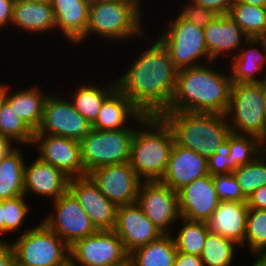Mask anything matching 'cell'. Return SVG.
<instances>
[{"label": "cell", "instance_id": "cell-22", "mask_svg": "<svg viewBox=\"0 0 266 266\" xmlns=\"http://www.w3.org/2000/svg\"><path fill=\"white\" fill-rule=\"evenodd\" d=\"M146 116L116 87L103 101L92 129L113 131L135 128Z\"/></svg>", "mask_w": 266, "mask_h": 266}, {"label": "cell", "instance_id": "cell-44", "mask_svg": "<svg viewBox=\"0 0 266 266\" xmlns=\"http://www.w3.org/2000/svg\"><path fill=\"white\" fill-rule=\"evenodd\" d=\"M14 2L15 0H0V31L11 26Z\"/></svg>", "mask_w": 266, "mask_h": 266}, {"label": "cell", "instance_id": "cell-16", "mask_svg": "<svg viewBox=\"0 0 266 266\" xmlns=\"http://www.w3.org/2000/svg\"><path fill=\"white\" fill-rule=\"evenodd\" d=\"M97 230H114L118 206L107 199L87 175L70 178L68 189Z\"/></svg>", "mask_w": 266, "mask_h": 266}, {"label": "cell", "instance_id": "cell-48", "mask_svg": "<svg viewBox=\"0 0 266 266\" xmlns=\"http://www.w3.org/2000/svg\"><path fill=\"white\" fill-rule=\"evenodd\" d=\"M235 1L251 4L258 7H266V0H235Z\"/></svg>", "mask_w": 266, "mask_h": 266}, {"label": "cell", "instance_id": "cell-57", "mask_svg": "<svg viewBox=\"0 0 266 266\" xmlns=\"http://www.w3.org/2000/svg\"><path fill=\"white\" fill-rule=\"evenodd\" d=\"M262 41L264 42L265 44V49H266V34H263L261 37Z\"/></svg>", "mask_w": 266, "mask_h": 266}, {"label": "cell", "instance_id": "cell-7", "mask_svg": "<svg viewBox=\"0 0 266 266\" xmlns=\"http://www.w3.org/2000/svg\"><path fill=\"white\" fill-rule=\"evenodd\" d=\"M226 118L231 133L262 139L266 134V112L261 83H232Z\"/></svg>", "mask_w": 266, "mask_h": 266}, {"label": "cell", "instance_id": "cell-60", "mask_svg": "<svg viewBox=\"0 0 266 266\" xmlns=\"http://www.w3.org/2000/svg\"><path fill=\"white\" fill-rule=\"evenodd\" d=\"M30 1L45 2V1H50V0H30Z\"/></svg>", "mask_w": 266, "mask_h": 266}, {"label": "cell", "instance_id": "cell-52", "mask_svg": "<svg viewBox=\"0 0 266 266\" xmlns=\"http://www.w3.org/2000/svg\"><path fill=\"white\" fill-rule=\"evenodd\" d=\"M121 1H125V2H128V3H131L133 4L143 15V8L145 7H142V0H121Z\"/></svg>", "mask_w": 266, "mask_h": 266}, {"label": "cell", "instance_id": "cell-4", "mask_svg": "<svg viewBox=\"0 0 266 266\" xmlns=\"http://www.w3.org/2000/svg\"><path fill=\"white\" fill-rule=\"evenodd\" d=\"M175 143L208 159L231 134L225 114L215 112L164 111Z\"/></svg>", "mask_w": 266, "mask_h": 266}, {"label": "cell", "instance_id": "cell-15", "mask_svg": "<svg viewBox=\"0 0 266 266\" xmlns=\"http://www.w3.org/2000/svg\"><path fill=\"white\" fill-rule=\"evenodd\" d=\"M33 148L41 160L64 172L69 178L86 176L81 160L80 141L62 136L34 133Z\"/></svg>", "mask_w": 266, "mask_h": 266}, {"label": "cell", "instance_id": "cell-25", "mask_svg": "<svg viewBox=\"0 0 266 266\" xmlns=\"http://www.w3.org/2000/svg\"><path fill=\"white\" fill-rule=\"evenodd\" d=\"M29 35L51 33L56 30L54 11L50 1L38 2L30 0H15L12 12L11 26ZM22 30V31H21Z\"/></svg>", "mask_w": 266, "mask_h": 266}, {"label": "cell", "instance_id": "cell-40", "mask_svg": "<svg viewBox=\"0 0 266 266\" xmlns=\"http://www.w3.org/2000/svg\"><path fill=\"white\" fill-rule=\"evenodd\" d=\"M187 1L184 6H180L181 9L178 11V14L183 19L193 23L195 26L204 28L218 15L212 9L205 8L204 6L196 4L190 0Z\"/></svg>", "mask_w": 266, "mask_h": 266}, {"label": "cell", "instance_id": "cell-19", "mask_svg": "<svg viewBox=\"0 0 266 266\" xmlns=\"http://www.w3.org/2000/svg\"><path fill=\"white\" fill-rule=\"evenodd\" d=\"M24 164V195H37L58 199L69 189L70 178L61 170L36 156L31 163Z\"/></svg>", "mask_w": 266, "mask_h": 266}, {"label": "cell", "instance_id": "cell-46", "mask_svg": "<svg viewBox=\"0 0 266 266\" xmlns=\"http://www.w3.org/2000/svg\"><path fill=\"white\" fill-rule=\"evenodd\" d=\"M9 242H0V266H13L15 263L14 251Z\"/></svg>", "mask_w": 266, "mask_h": 266}, {"label": "cell", "instance_id": "cell-41", "mask_svg": "<svg viewBox=\"0 0 266 266\" xmlns=\"http://www.w3.org/2000/svg\"><path fill=\"white\" fill-rule=\"evenodd\" d=\"M229 136L227 140L207 159L208 173L213 176L216 174L231 173V160L229 159Z\"/></svg>", "mask_w": 266, "mask_h": 266}, {"label": "cell", "instance_id": "cell-17", "mask_svg": "<svg viewBox=\"0 0 266 266\" xmlns=\"http://www.w3.org/2000/svg\"><path fill=\"white\" fill-rule=\"evenodd\" d=\"M114 231L128 254L163 235L137 203L118 206Z\"/></svg>", "mask_w": 266, "mask_h": 266}, {"label": "cell", "instance_id": "cell-34", "mask_svg": "<svg viewBox=\"0 0 266 266\" xmlns=\"http://www.w3.org/2000/svg\"><path fill=\"white\" fill-rule=\"evenodd\" d=\"M34 131L22 120L5 101L0 107V135L14 145H32Z\"/></svg>", "mask_w": 266, "mask_h": 266}, {"label": "cell", "instance_id": "cell-31", "mask_svg": "<svg viewBox=\"0 0 266 266\" xmlns=\"http://www.w3.org/2000/svg\"><path fill=\"white\" fill-rule=\"evenodd\" d=\"M180 221L183 225L181 228L178 226L177 235L172 233L177 251L200 256L209 232L206 222L188 220L183 217H180Z\"/></svg>", "mask_w": 266, "mask_h": 266}, {"label": "cell", "instance_id": "cell-27", "mask_svg": "<svg viewBox=\"0 0 266 266\" xmlns=\"http://www.w3.org/2000/svg\"><path fill=\"white\" fill-rule=\"evenodd\" d=\"M38 85L24 87V89L15 92H12V89L8 86L5 100L34 132L41 124L44 103L50 93L44 92Z\"/></svg>", "mask_w": 266, "mask_h": 266}, {"label": "cell", "instance_id": "cell-21", "mask_svg": "<svg viewBox=\"0 0 266 266\" xmlns=\"http://www.w3.org/2000/svg\"><path fill=\"white\" fill-rule=\"evenodd\" d=\"M208 174V161L205 157L174 143L160 182L178 192L185 185Z\"/></svg>", "mask_w": 266, "mask_h": 266}, {"label": "cell", "instance_id": "cell-1", "mask_svg": "<svg viewBox=\"0 0 266 266\" xmlns=\"http://www.w3.org/2000/svg\"><path fill=\"white\" fill-rule=\"evenodd\" d=\"M154 40L115 79L116 87L147 116L161 115L169 107L178 73L167 49Z\"/></svg>", "mask_w": 266, "mask_h": 266}, {"label": "cell", "instance_id": "cell-49", "mask_svg": "<svg viewBox=\"0 0 266 266\" xmlns=\"http://www.w3.org/2000/svg\"><path fill=\"white\" fill-rule=\"evenodd\" d=\"M6 83H0V107L6 100V94H7V89H8V84L5 85Z\"/></svg>", "mask_w": 266, "mask_h": 266}, {"label": "cell", "instance_id": "cell-35", "mask_svg": "<svg viewBox=\"0 0 266 266\" xmlns=\"http://www.w3.org/2000/svg\"><path fill=\"white\" fill-rule=\"evenodd\" d=\"M232 173L248 199L254 191L266 185V156L260 153L252 162L239 166Z\"/></svg>", "mask_w": 266, "mask_h": 266}, {"label": "cell", "instance_id": "cell-59", "mask_svg": "<svg viewBox=\"0 0 266 266\" xmlns=\"http://www.w3.org/2000/svg\"><path fill=\"white\" fill-rule=\"evenodd\" d=\"M263 34H266V18H265V25H264Z\"/></svg>", "mask_w": 266, "mask_h": 266}, {"label": "cell", "instance_id": "cell-6", "mask_svg": "<svg viewBox=\"0 0 266 266\" xmlns=\"http://www.w3.org/2000/svg\"><path fill=\"white\" fill-rule=\"evenodd\" d=\"M20 233L10 242L17 265L64 266L70 261V247L42 221Z\"/></svg>", "mask_w": 266, "mask_h": 266}, {"label": "cell", "instance_id": "cell-23", "mask_svg": "<svg viewBox=\"0 0 266 266\" xmlns=\"http://www.w3.org/2000/svg\"><path fill=\"white\" fill-rule=\"evenodd\" d=\"M247 202L220 201L206 221L209 232L230 239L244 249Z\"/></svg>", "mask_w": 266, "mask_h": 266}, {"label": "cell", "instance_id": "cell-43", "mask_svg": "<svg viewBox=\"0 0 266 266\" xmlns=\"http://www.w3.org/2000/svg\"><path fill=\"white\" fill-rule=\"evenodd\" d=\"M247 204L249 208L266 210V185L254 191L247 199Z\"/></svg>", "mask_w": 266, "mask_h": 266}, {"label": "cell", "instance_id": "cell-18", "mask_svg": "<svg viewBox=\"0 0 266 266\" xmlns=\"http://www.w3.org/2000/svg\"><path fill=\"white\" fill-rule=\"evenodd\" d=\"M180 216L193 221L206 222L220 202L212 176L197 178L178 191Z\"/></svg>", "mask_w": 266, "mask_h": 266}, {"label": "cell", "instance_id": "cell-50", "mask_svg": "<svg viewBox=\"0 0 266 266\" xmlns=\"http://www.w3.org/2000/svg\"><path fill=\"white\" fill-rule=\"evenodd\" d=\"M4 234V219H3V200L0 201V235ZM6 239H1L0 242H5Z\"/></svg>", "mask_w": 266, "mask_h": 266}, {"label": "cell", "instance_id": "cell-55", "mask_svg": "<svg viewBox=\"0 0 266 266\" xmlns=\"http://www.w3.org/2000/svg\"><path fill=\"white\" fill-rule=\"evenodd\" d=\"M115 266H136L131 259L128 257L123 263Z\"/></svg>", "mask_w": 266, "mask_h": 266}, {"label": "cell", "instance_id": "cell-42", "mask_svg": "<svg viewBox=\"0 0 266 266\" xmlns=\"http://www.w3.org/2000/svg\"><path fill=\"white\" fill-rule=\"evenodd\" d=\"M205 8L212 9L218 15H227L235 0H191Z\"/></svg>", "mask_w": 266, "mask_h": 266}, {"label": "cell", "instance_id": "cell-53", "mask_svg": "<svg viewBox=\"0 0 266 266\" xmlns=\"http://www.w3.org/2000/svg\"><path fill=\"white\" fill-rule=\"evenodd\" d=\"M261 83V88L264 96V108L266 112V77L260 82Z\"/></svg>", "mask_w": 266, "mask_h": 266}, {"label": "cell", "instance_id": "cell-24", "mask_svg": "<svg viewBox=\"0 0 266 266\" xmlns=\"http://www.w3.org/2000/svg\"><path fill=\"white\" fill-rule=\"evenodd\" d=\"M229 61L232 83H260L263 77H266L265 72L261 78L256 77L257 74H263V69H266L264 67L266 66V49L261 38H248L238 54L232 58L229 57Z\"/></svg>", "mask_w": 266, "mask_h": 266}, {"label": "cell", "instance_id": "cell-13", "mask_svg": "<svg viewBox=\"0 0 266 266\" xmlns=\"http://www.w3.org/2000/svg\"><path fill=\"white\" fill-rule=\"evenodd\" d=\"M137 205L163 234H172L179 222L178 192L160 181H142L137 194Z\"/></svg>", "mask_w": 266, "mask_h": 266}, {"label": "cell", "instance_id": "cell-56", "mask_svg": "<svg viewBox=\"0 0 266 266\" xmlns=\"http://www.w3.org/2000/svg\"><path fill=\"white\" fill-rule=\"evenodd\" d=\"M84 1H86L90 5V4L96 3L101 0H84Z\"/></svg>", "mask_w": 266, "mask_h": 266}, {"label": "cell", "instance_id": "cell-33", "mask_svg": "<svg viewBox=\"0 0 266 266\" xmlns=\"http://www.w3.org/2000/svg\"><path fill=\"white\" fill-rule=\"evenodd\" d=\"M229 16L249 38H260L263 35L266 7L234 1Z\"/></svg>", "mask_w": 266, "mask_h": 266}, {"label": "cell", "instance_id": "cell-14", "mask_svg": "<svg viewBox=\"0 0 266 266\" xmlns=\"http://www.w3.org/2000/svg\"><path fill=\"white\" fill-rule=\"evenodd\" d=\"M88 176L100 192L117 206L136 203L142 180L129 162L97 168Z\"/></svg>", "mask_w": 266, "mask_h": 266}, {"label": "cell", "instance_id": "cell-39", "mask_svg": "<svg viewBox=\"0 0 266 266\" xmlns=\"http://www.w3.org/2000/svg\"><path fill=\"white\" fill-rule=\"evenodd\" d=\"M219 201L247 202L234 174H216L212 176Z\"/></svg>", "mask_w": 266, "mask_h": 266}, {"label": "cell", "instance_id": "cell-5", "mask_svg": "<svg viewBox=\"0 0 266 266\" xmlns=\"http://www.w3.org/2000/svg\"><path fill=\"white\" fill-rule=\"evenodd\" d=\"M143 14L131 3L121 0H101L90 4L89 21L85 35L75 44H83L90 36H98L109 42L138 41L152 38L143 23ZM146 33V34H145ZM151 37V38H150ZM107 39V40H106Z\"/></svg>", "mask_w": 266, "mask_h": 266}, {"label": "cell", "instance_id": "cell-12", "mask_svg": "<svg viewBox=\"0 0 266 266\" xmlns=\"http://www.w3.org/2000/svg\"><path fill=\"white\" fill-rule=\"evenodd\" d=\"M53 213L41 220L69 247L77 240L93 235L97 229L75 196L68 190L52 201Z\"/></svg>", "mask_w": 266, "mask_h": 266}, {"label": "cell", "instance_id": "cell-8", "mask_svg": "<svg viewBox=\"0 0 266 266\" xmlns=\"http://www.w3.org/2000/svg\"><path fill=\"white\" fill-rule=\"evenodd\" d=\"M176 15L174 19L169 18L167 27L157 38L167 49L173 65L180 70L213 62L206 48L203 28Z\"/></svg>", "mask_w": 266, "mask_h": 266}, {"label": "cell", "instance_id": "cell-47", "mask_svg": "<svg viewBox=\"0 0 266 266\" xmlns=\"http://www.w3.org/2000/svg\"><path fill=\"white\" fill-rule=\"evenodd\" d=\"M15 145L6 137L0 135V160L3 158Z\"/></svg>", "mask_w": 266, "mask_h": 266}, {"label": "cell", "instance_id": "cell-51", "mask_svg": "<svg viewBox=\"0 0 266 266\" xmlns=\"http://www.w3.org/2000/svg\"><path fill=\"white\" fill-rule=\"evenodd\" d=\"M254 257L255 262L251 266H266V255H254Z\"/></svg>", "mask_w": 266, "mask_h": 266}, {"label": "cell", "instance_id": "cell-28", "mask_svg": "<svg viewBox=\"0 0 266 266\" xmlns=\"http://www.w3.org/2000/svg\"><path fill=\"white\" fill-rule=\"evenodd\" d=\"M15 145L0 160V201L24 195V151Z\"/></svg>", "mask_w": 266, "mask_h": 266}, {"label": "cell", "instance_id": "cell-29", "mask_svg": "<svg viewBox=\"0 0 266 266\" xmlns=\"http://www.w3.org/2000/svg\"><path fill=\"white\" fill-rule=\"evenodd\" d=\"M105 83L99 86L84 82L72 90L73 94H67L73 107L91 124L95 122L105 98L116 88L115 79Z\"/></svg>", "mask_w": 266, "mask_h": 266}, {"label": "cell", "instance_id": "cell-36", "mask_svg": "<svg viewBox=\"0 0 266 266\" xmlns=\"http://www.w3.org/2000/svg\"><path fill=\"white\" fill-rule=\"evenodd\" d=\"M251 255H266V210L248 209L244 247Z\"/></svg>", "mask_w": 266, "mask_h": 266}, {"label": "cell", "instance_id": "cell-45", "mask_svg": "<svg viewBox=\"0 0 266 266\" xmlns=\"http://www.w3.org/2000/svg\"><path fill=\"white\" fill-rule=\"evenodd\" d=\"M174 266H204L202 259L198 255L177 252Z\"/></svg>", "mask_w": 266, "mask_h": 266}, {"label": "cell", "instance_id": "cell-2", "mask_svg": "<svg viewBox=\"0 0 266 266\" xmlns=\"http://www.w3.org/2000/svg\"><path fill=\"white\" fill-rule=\"evenodd\" d=\"M211 64L178 70L175 91L165 111L226 114L232 81L229 73L211 68Z\"/></svg>", "mask_w": 266, "mask_h": 266}, {"label": "cell", "instance_id": "cell-32", "mask_svg": "<svg viewBox=\"0 0 266 266\" xmlns=\"http://www.w3.org/2000/svg\"><path fill=\"white\" fill-rule=\"evenodd\" d=\"M237 247L234 241L208 232L200 258L204 266H232Z\"/></svg>", "mask_w": 266, "mask_h": 266}, {"label": "cell", "instance_id": "cell-9", "mask_svg": "<svg viewBox=\"0 0 266 266\" xmlns=\"http://www.w3.org/2000/svg\"><path fill=\"white\" fill-rule=\"evenodd\" d=\"M134 131L135 128L113 131L92 129L80 141L81 160L86 176L103 166L129 162Z\"/></svg>", "mask_w": 266, "mask_h": 266}, {"label": "cell", "instance_id": "cell-30", "mask_svg": "<svg viewBox=\"0 0 266 266\" xmlns=\"http://www.w3.org/2000/svg\"><path fill=\"white\" fill-rule=\"evenodd\" d=\"M177 252L172 234H163L129 253V258L136 266H174Z\"/></svg>", "mask_w": 266, "mask_h": 266}, {"label": "cell", "instance_id": "cell-38", "mask_svg": "<svg viewBox=\"0 0 266 266\" xmlns=\"http://www.w3.org/2000/svg\"><path fill=\"white\" fill-rule=\"evenodd\" d=\"M26 196L3 200L4 234H12L21 231L27 215L30 213V204H27Z\"/></svg>", "mask_w": 266, "mask_h": 266}, {"label": "cell", "instance_id": "cell-11", "mask_svg": "<svg viewBox=\"0 0 266 266\" xmlns=\"http://www.w3.org/2000/svg\"><path fill=\"white\" fill-rule=\"evenodd\" d=\"M128 257L114 230H97L70 246V261L76 266H115Z\"/></svg>", "mask_w": 266, "mask_h": 266}, {"label": "cell", "instance_id": "cell-10", "mask_svg": "<svg viewBox=\"0 0 266 266\" xmlns=\"http://www.w3.org/2000/svg\"><path fill=\"white\" fill-rule=\"evenodd\" d=\"M63 94L49 93L46 97L43 118L35 133L62 136L81 141L92 130V124L85 119Z\"/></svg>", "mask_w": 266, "mask_h": 266}, {"label": "cell", "instance_id": "cell-37", "mask_svg": "<svg viewBox=\"0 0 266 266\" xmlns=\"http://www.w3.org/2000/svg\"><path fill=\"white\" fill-rule=\"evenodd\" d=\"M229 159L231 172L239 166L252 162L261 153V140L250 135L231 133L229 135Z\"/></svg>", "mask_w": 266, "mask_h": 266}, {"label": "cell", "instance_id": "cell-26", "mask_svg": "<svg viewBox=\"0 0 266 266\" xmlns=\"http://www.w3.org/2000/svg\"><path fill=\"white\" fill-rule=\"evenodd\" d=\"M50 3L56 30H60L67 44L75 45L86 33L90 5L84 0H50Z\"/></svg>", "mask_w": 266, "mask_h": 266}, {"label": "cell", "instance_id": "cell-3", "mask_svg": "<svg viewBox=\"0 0 266 266\" xmlns=\"http://www.w3.org/2000/svg\"><path fill=\"white\" fill-rule=\"evenodd\" d=\"M175 143L170 126L160 115L146 116L131 141L129 163L142 181H160Z\"/></svg>", "mask_w": 266, "mask_h": 266}, {"label": "cell", "instance_id": "cell-54", "mask_svg": "<svg viewBox=\"0 0 266 266\" xmlns=\"http://www.w3.org/2000/svg\"><path fill=\"white\" fill-rule=\"evenodd\" d=\"M261 153L266 156V134L261 139Z\"/></svg>", "mask_w": 266, "mask_h": 266}, {"label": "cell", "instance_id": "cell-58", "mask_svg": "<svg viewBox=\"0 0 266 266\" xmlns=\"http://www.w3.org/2000/svg\"><path fill=\"white\" fill-rule=\"evenodd\" d=\"M64 266H76V265H74L71 261H69L66 265H64Z\"/></svg>", "mask_w": 266, "mask_h": 266}, {"label": "cell", "instance_id": "cell-20", "mask_svg": "<svg viewBox=\"0 0 266 266\" xmlns=\"http://www.w3.org/2000/svg\"><path fill=\"white\" fill-rule=\"evenodd\" d=\"M203 31L206 48L213 63L222 56L223 59L236 56L249 38L229 14L217 15Z\"/></svg>", "mask_w": 266, "mask_h": 266}]
</instances>
